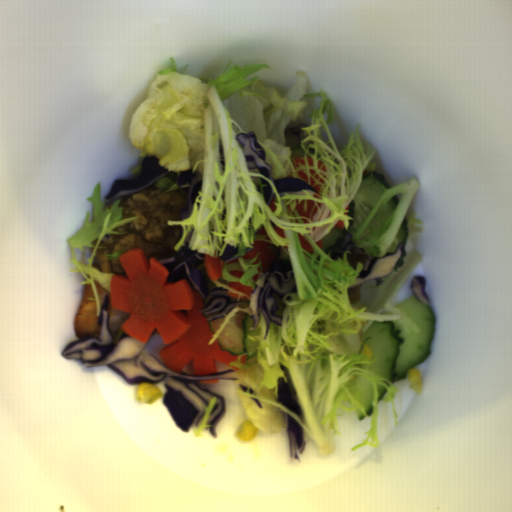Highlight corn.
<instances>
[{"label":"corn","mask_w":512,"mask_h":512,"mask_svg":"<svg viewBox=\"0 0 512 512\" xmlns=\"http://www.w3.org/2000/svg\"><path fill=\"white\" fill-rule=\"evenodd\" d=\"M373 350L371 349V347L369 345H365L363 346V348L361 349V351L359 352L361 355L363 356H367V359H371L373 357Z\"/></svg>","instance_id":"obj_4"},{"label":"corn","mask_w":512,"mask_h":512,"mask_svg":"<svg viewBox=\"0 0 512 512\" xmlns=\"http://www.w3.org/2000/svg\"><path fill=\"white\" fill-rule=\"evenodd\" d=\"M407 380L409 387L414 390L417 393H421L422 391V384H423V377L421 370L418 369H410L407 372Z\"/></svg>","instance_id":"obj_3"},{"label":"corn","mask_w":512,"mask_h":512,"mask_svg":"<svg viewBox=\"0 0 512 512\" xmlns=\"http://www.w3.org/2000/svg\"><path fill=\"white\" fill-rule=\"evenodd\" d=\"M162 396L159 387L150 382L140 383L135 393L136 401L145 405L157 403Z\"/></svg>","instance_id":"obj_1"},{"label":"corn","mask_w":512,"mask_h":512,"mask_svg":"<svg viewBox=\"0 0 512 512\" xmlns=\"http://www.w3.org/2000/svg\"><path fill=\"white\" fill-rule=\"evenodd\" d=\"M257 433V428L253 422L245 420L237 431V437L240 441L251 442Z\"/></svg>","instance_id":"obj_2"}]
</instances>
